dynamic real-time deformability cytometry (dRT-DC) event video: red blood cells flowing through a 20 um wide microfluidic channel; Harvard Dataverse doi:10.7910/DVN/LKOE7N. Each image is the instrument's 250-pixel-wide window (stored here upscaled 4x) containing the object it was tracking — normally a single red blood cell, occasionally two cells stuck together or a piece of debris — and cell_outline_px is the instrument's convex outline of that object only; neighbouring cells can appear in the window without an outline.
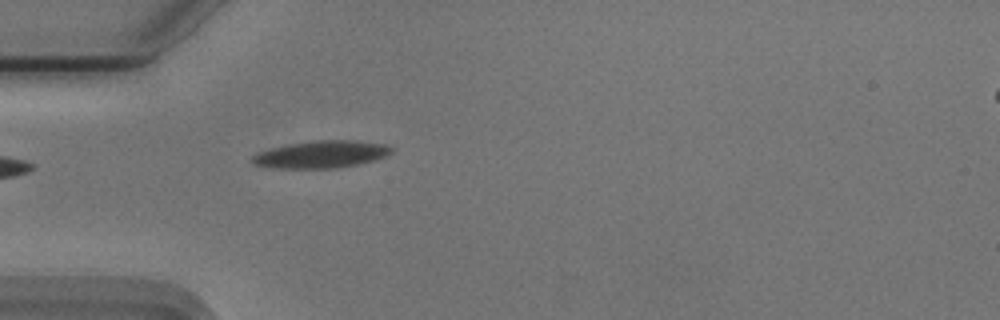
{"species": "Egyptian fruit bat (a non-hibernating species)", "species_latin": "Rousettus aegyptiacus", "temperature_condition": "cold", "stored_images_in_passage": 12, "camera_frame_rate_fps": 3000, "um_per_image_px": 0.085, "animal": {"sex": "male"}, "frame": {"image": 1, "passage_image": 1, "time_ms": 0.0, "image_size_px": [1000, 320], "cell_outline_px": [[396, 148], [388, 156], [376, 160], [336, 168], [280, 168], [256, 164], [252, 160], [252, 156], [260, 152], [272, 148], [292, 144], [316, 140], [352, 140], [384, 144]], "centroid_in_image_um": [27.42, 13.11], "position_along_channel_um": 57.6, "area_um2": 21.79}}
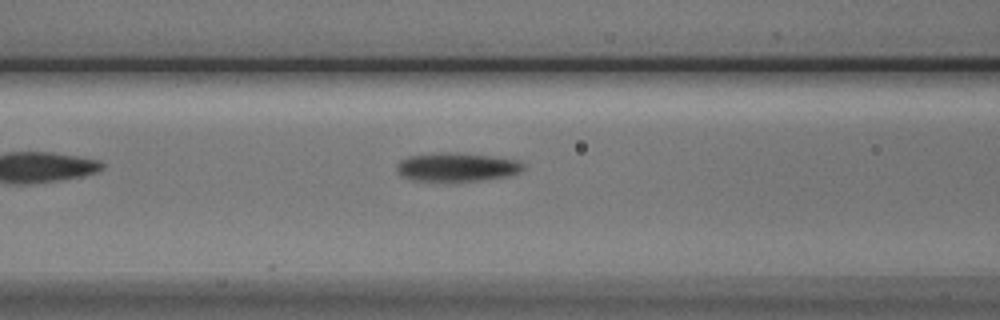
{"frame": {"image": 2, "passage_image": 7, "time_ms": 2.0, "image_size_px": [1000, 320], "cell_outline_px": [[524, 168], [520, 172], [508, 176], [480, 180], [412, 180], [400, 176], [396, 172], [396, 164], [400, 160], [408, 156], [448, 152], [452, 152], [488, 156], [516, 160], [524, 164]], "centroid_in_image_um": [38.78, 14.2], "position_along_channel_um": 127.8, "area_um2": 20.81}}
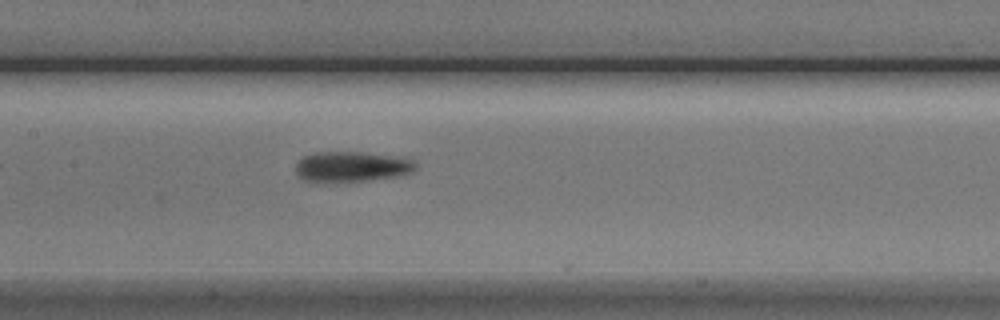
{"frame": {"image": 3, "passage_image": 11, "time_ms": 3.333, "image_size_px": [1000, 320], "cell_outline_px": [[416, 168], [412, 172], [396, 176], [364, 180], [304, 180], [296, 172], [296, 164], [304, 156], [316, 152], [360, 152], [388, 156], [412, 160], [416, 164]], "centroid_in_image_um": [29.88, 14.14], "position_along_channel_um": 177.5, "area_um2": 20.23}}